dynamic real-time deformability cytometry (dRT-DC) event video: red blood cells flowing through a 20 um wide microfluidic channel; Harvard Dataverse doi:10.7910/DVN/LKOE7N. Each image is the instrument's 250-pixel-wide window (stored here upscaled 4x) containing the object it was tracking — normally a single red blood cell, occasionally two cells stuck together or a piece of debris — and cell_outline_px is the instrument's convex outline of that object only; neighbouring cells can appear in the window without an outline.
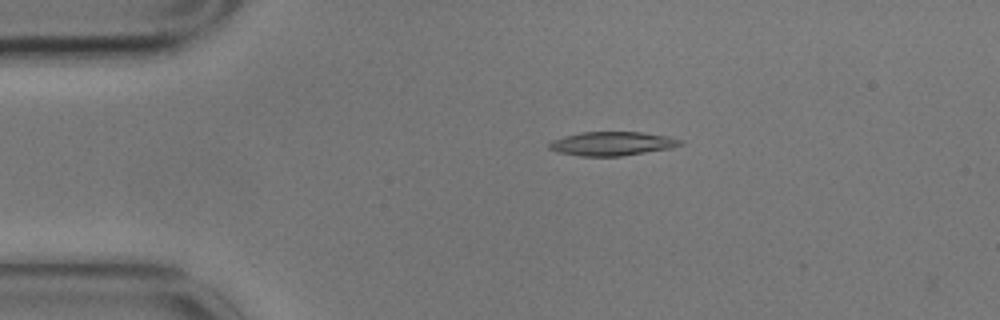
{"species": "common noctule bat (a hibernating species)", "species_latin": "Nyctalus noctula", "temperature_condition": "cold", "stored_images_in_passage": 7, "camera_frame_rate_fps": 3000, "um_per_image_px": 0.085, "animal": {"sex": "male", "body_mass_g": 17.9}, "frame": {"image": 1, "passage_image": 3, "time_ms": 0.667, "image_size_px": [1000, 320], "cell_outline_px": [[684, 144], [672, 148], [620, 156], [580, 156], [560, 152], [548, 148], [548, 144], [552, 140], [564, 136], [580, 132], [644, 132], [668, 136], [684, 140]], "centroid_in_image_um": [52.07, 12.2], "position_along_channel_um": 32.9, "area_um2": 18.32}}
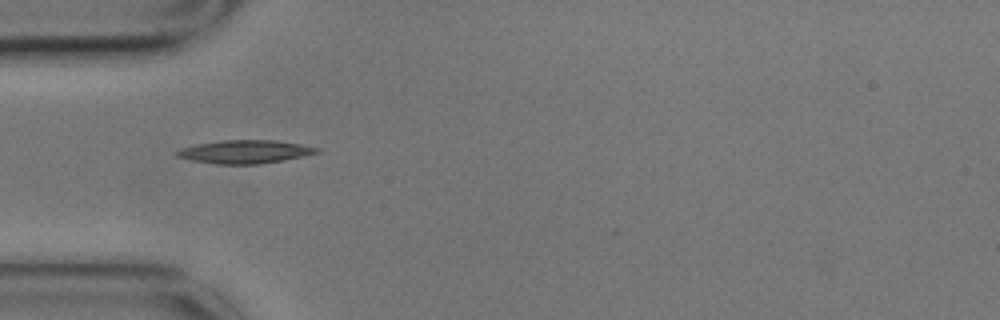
{"frame": {"image": 2, "passage_image": 4, "time_ms": 1.0, "image_size_px": [1000, 320], "cell_outline_px": [[320, 152], [304, 156], [284, 160], [260, 164], [216, 164], [192, 160], [176, 156], [176, 152], [184, 148], [196, 144], [224, 140], [276, 140], [300, 144], [320, 148]], "centroid_in_image_um": [20.87, 12.9], "position_along_channel_um": 64.1, "area_um2": 18.84}}